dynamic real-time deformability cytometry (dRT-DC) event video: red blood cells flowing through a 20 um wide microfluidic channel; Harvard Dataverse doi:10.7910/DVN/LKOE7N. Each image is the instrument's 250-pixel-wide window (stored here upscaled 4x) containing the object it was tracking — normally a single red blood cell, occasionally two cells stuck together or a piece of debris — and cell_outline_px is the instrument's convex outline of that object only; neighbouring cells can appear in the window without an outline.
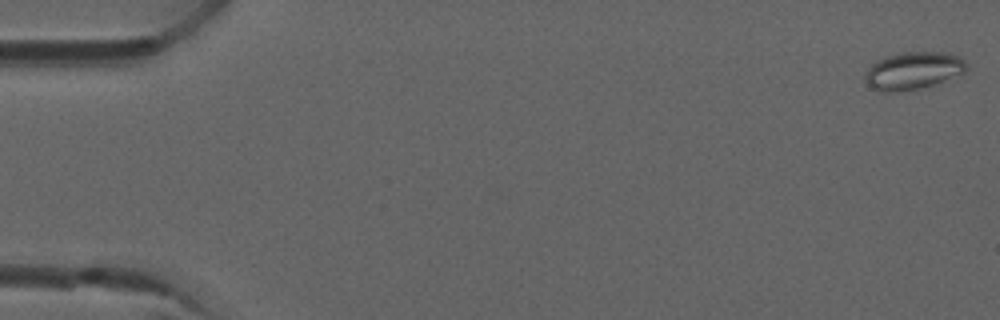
{"species": "common noctule bat (a hibernating species)", "species_latin": "Nyctalus noctula", "temperature_condition": "room temperature", "stored_images_in_passage": 8, "camera_frame_rate_fps": 3000, "um_per_image_px": 0.085, "animal": {"sex": "male", "forearm_length_mm": 52.5}, "frame": {"image": 1, "passage_image": 1, "time_ms": 0.0, "image_size_px": [1000, 320], "cell_outline_px": [[968, 68], [960, 76], [924, 88], [900, 92], [884, 92], [872, 88], [864, 80], [864, 76], [868, 68], [876, 60], [884, 56], [900, 52], [940, 52], [960, 56], [968, 64]], "centroid_in_image_um": [77.64, 6.02], "position_along_channel_um": 7.4, "area_um2": 22.72}}
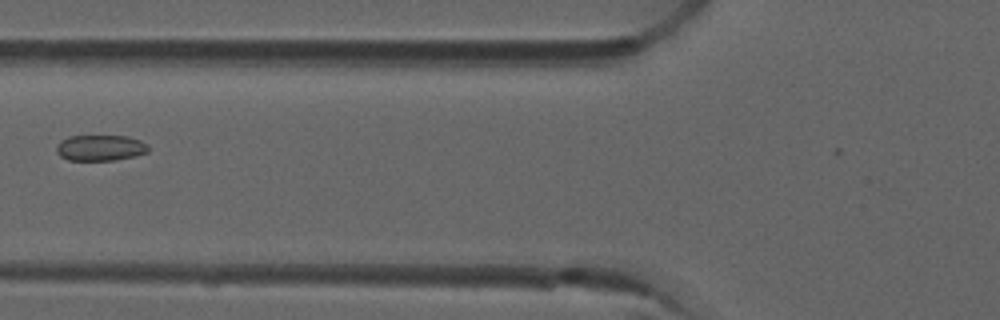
{"frame": {"image": 2, "passage_image": 7, "time_ms": 2.0, "image_size_px": [1000, 320], "cell_outline_px": [[148, 152], [116, 160], [68, 160], [60, 156], [56, 152], [56, 144], [60, 140], [68, 136], [128, 136], [140, 140], [148, 144]], "centroid_in_image_um": [8.49, 12.56], "position_along_channel_um": 117.3, "area_um2": 13.93}}
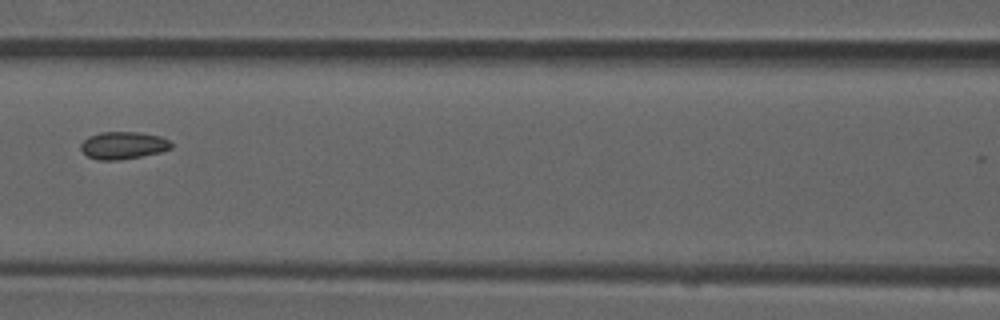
{"frame": {"image": 3, "passage_image": 8, "time_ms": 2.333, "image_size_px": [1000, 320], "cell_outline_px": [[172, 148], [160, 152], [140, 156], [116, 160], [96, 160], [88, 156], [80, 148], [80, 144], [88, 136], [100, 132], [140, 132], [160, 136], [168, 140], [172, 144]], "centroid_in_image_um": [10.45, 12.35], "position_along_channel_um": 156.1, "area_um2": 14.39}}